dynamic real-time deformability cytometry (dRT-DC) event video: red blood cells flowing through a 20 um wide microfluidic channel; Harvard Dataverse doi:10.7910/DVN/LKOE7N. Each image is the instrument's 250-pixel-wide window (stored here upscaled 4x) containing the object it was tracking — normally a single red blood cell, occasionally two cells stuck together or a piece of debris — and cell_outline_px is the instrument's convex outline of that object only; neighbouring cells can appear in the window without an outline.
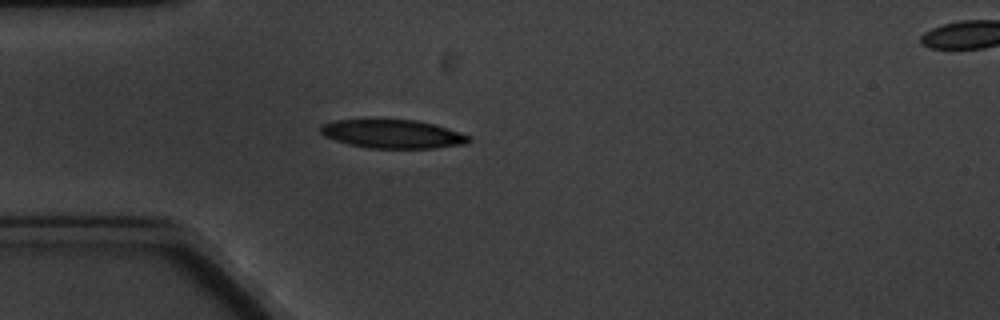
{"species": "common noctule bat (a hibernating species)", "species_latin": "Nyctalus noctula", "temperature_condition": "cold", "stored_images_in_passage": 5, "segment_of_instrument_passage": [1, 2], "camera_frame_rate_fps": 3000, "um_per_image_px": 0.085, "animal": {"sex": "male", "body_mass_g": 20.1, "forearm_length_mm": 53.5}, "frame": {"image": 1, "passage_image": 4, "time_ms": 3.333, "image_size_px": [1000, 320], "cell_outline_px": [[472, 140], [464, 144], [432, 148], [372, 148], [348, 144], [324, 136], [320, 132], [320, 128], [324, 124], [336, 120], [416, 120], [432, 124], [468, 136]], "centroid_in_image_um": [33.33, 11.39], "position_along_channel_um": 51.7, "area_um2": 24.1}}